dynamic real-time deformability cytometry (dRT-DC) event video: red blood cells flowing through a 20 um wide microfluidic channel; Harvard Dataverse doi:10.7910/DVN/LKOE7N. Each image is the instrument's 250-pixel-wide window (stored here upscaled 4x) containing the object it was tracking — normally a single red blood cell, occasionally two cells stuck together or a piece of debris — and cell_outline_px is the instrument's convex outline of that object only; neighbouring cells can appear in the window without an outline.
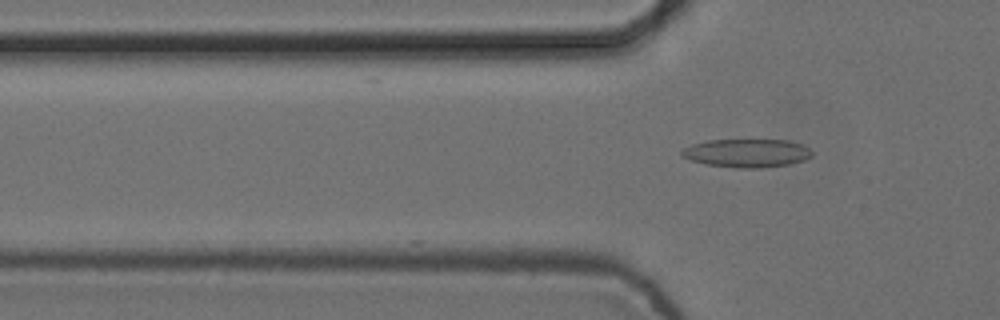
{"species": "common noctule bat (a hibernating species)", "species_latin": "Nyctalus noctula", "temperature_condition": "cold", "stored_images_in_passage": 5, "camera_frame_rate_fps": 3000, "um_per_image_px": 0.085, "animal": {"sex": "female", "body_mass_g": 24.6, "forearm_length_mm": 56.2}, "frame": {"image": 1, "passage_image": 5, "time_ms": 1.333, "image_size_px": [1000, 320], "cell_outline_px": [[812, 156], [804, 160], [788, 164], [764, 168], [736, 168], [704, 164], [680, 156], [680, 152], [684, 148], [692, 144], [708, 140], [788, 140], [800, 144], [808, 148], [812, 152]], "centroid_in_image_um": [63.46, 13.02], "position_along_channel_um": 62.3, "area_um2": 21.56}}